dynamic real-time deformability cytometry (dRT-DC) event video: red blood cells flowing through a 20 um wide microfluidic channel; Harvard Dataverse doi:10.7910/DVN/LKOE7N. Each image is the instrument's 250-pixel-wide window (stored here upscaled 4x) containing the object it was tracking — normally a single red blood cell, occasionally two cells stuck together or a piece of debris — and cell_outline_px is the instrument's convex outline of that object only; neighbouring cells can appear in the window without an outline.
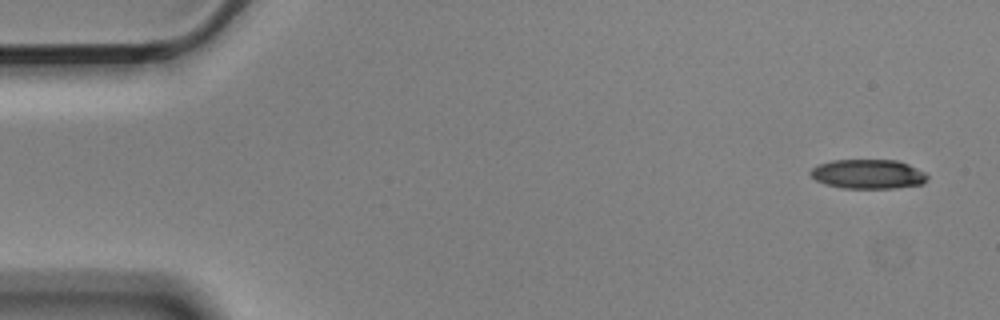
{"species": "Egyptian fruit bat (a non-hibernating species)", "species_latin": "Rousettus aegyptiacus", "temperature_condition": "cold", "stored_images_in_passage": 8, "camera_frame_rate_fps": 3000, "um_per_image_px": 0.085, "animal": {"sex": "male"}, "frame": {"image": 1, "passage_image": 1, "time_ms": 0.0, "image_size_px": [1000, 320], "cell_outline_px": [[928, 180], [924, 184], [896, 188], [844, 188], [824, 184], [816, 180], [808, 172], [812, 168], [820, 164], [832, 160], [896, 160], [908, 164], [924, 172], [928, 176]], "centroid_in_image_um": [73.8, 14.8], "position_along_channel_um": 11.2, "area_um2": 20.06}}
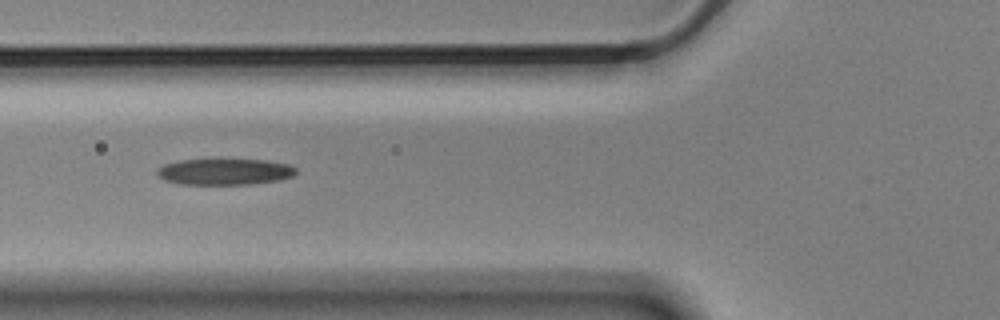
{"frame": {"image": 2, "passage_image": 6, "time_ms": 1.667, "image_size_px": [1000, 320], "cell_outline_px": [[296, 172], [292, 176], [280, 180], [248, 184], [180, 184], [164, 180], [156, 172], [156, 168], [164, 164], [180, 160], [268, 160], [288, 164], [296, 168]], "centroid_in_image_um": [19.09, 14.6], "position_along_channel_um": 106.7, "area_um2": 21.1}}
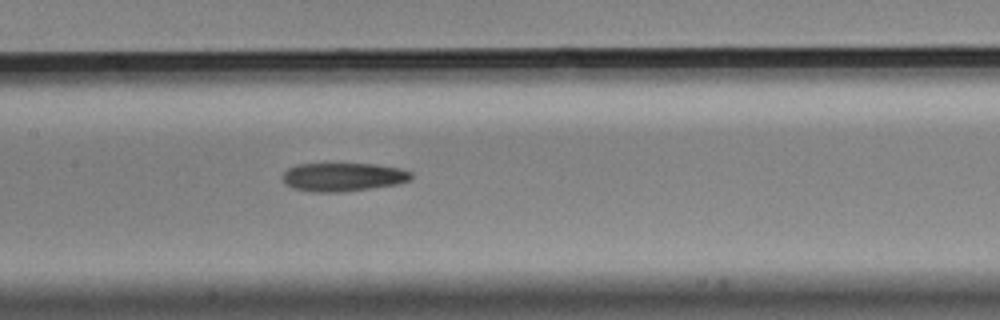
{"frame": {"image": 3, "passage_image": 8, "time_ms": 2.333, "image_size_px": [1000, 320], "cell_outline_px": [[412, 180], [396, 184], [344, 192], [312, 192], [292, 188], [280, 176], [288, 168], [296, 164], [376, 164], [400, 168], [412, 172]], "centroid_in_image_um": [29.16, 15.04], "position_along_channel_um": 178.2, "area_um2": 21.44}}